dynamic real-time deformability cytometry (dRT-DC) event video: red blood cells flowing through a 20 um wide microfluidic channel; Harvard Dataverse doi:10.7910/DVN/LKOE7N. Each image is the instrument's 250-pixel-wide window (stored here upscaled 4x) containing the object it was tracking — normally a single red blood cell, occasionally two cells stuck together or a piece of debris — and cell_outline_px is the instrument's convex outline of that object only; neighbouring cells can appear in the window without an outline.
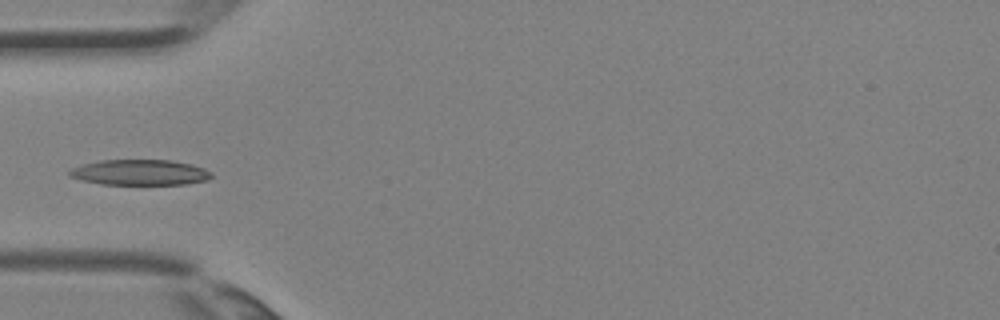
{"species": "Egyptian fruit bat (a non-hibernating species)", "species_latin": "Rousettus aegyptiacus", "temperature_condition": "room temperature", "stored_images_in_passage": 2, "camera_frame_rate_fps": 3000, "um_per_image_px": 0.085, "animal": {"sex": "female"}, "frame": {"image": 1, "passage_image": 2, "time_ms": 0.333, "image_size_px": [1000, 320], "cell_outline_px": [[212, 176], [208, 180], [184, 184], [100, 184], [68, 176], [68, 172], [72, 168], [84, 164], [100, 160], [172, 160], [192, 164], [204, 168], [212, 172]], "centroid_in_image_um": [11.92, 14.65], "position_along_channel_um": 73.1, "area_um2": 21.1}}